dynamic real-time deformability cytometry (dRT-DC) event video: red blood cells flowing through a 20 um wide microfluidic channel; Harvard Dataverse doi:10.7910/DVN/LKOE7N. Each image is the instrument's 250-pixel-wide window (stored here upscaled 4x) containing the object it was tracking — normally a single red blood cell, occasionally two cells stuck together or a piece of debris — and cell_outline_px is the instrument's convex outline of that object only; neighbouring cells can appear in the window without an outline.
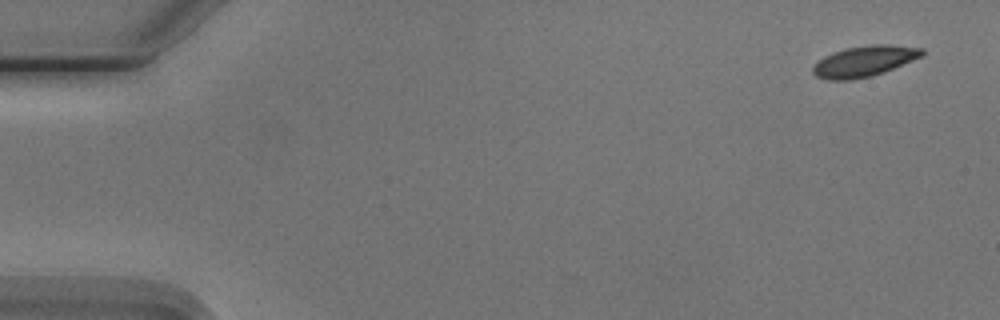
{"species": "Egyptian fruit bat (a non-hibernating species)", "species_latin": "Rousettus aegyptiacus", "temperature_condition": "cold", "stored_images_in_passage": 5, "camera_frame_rate_fps": 3000, "um_per_image_px": 0.085, "animal": {"sex": "male"}, "frame": {"image": 1, "passage_image": 1, "time_ms": 0.0, "image_size_px": [1000, 320], "cell_outline_px": [[924, 56], [884, 72], [872, 76], [852, 80], [828, 80], [816, 76], [812, 72], [812, 68], [824, 56], [848, 48], [872, 44], [888, 44], [924, 48]], "centroid_in_image_um": [73.51, 5.21], "position_along_channel_um": 11.5, "area_um2": 19.54}}